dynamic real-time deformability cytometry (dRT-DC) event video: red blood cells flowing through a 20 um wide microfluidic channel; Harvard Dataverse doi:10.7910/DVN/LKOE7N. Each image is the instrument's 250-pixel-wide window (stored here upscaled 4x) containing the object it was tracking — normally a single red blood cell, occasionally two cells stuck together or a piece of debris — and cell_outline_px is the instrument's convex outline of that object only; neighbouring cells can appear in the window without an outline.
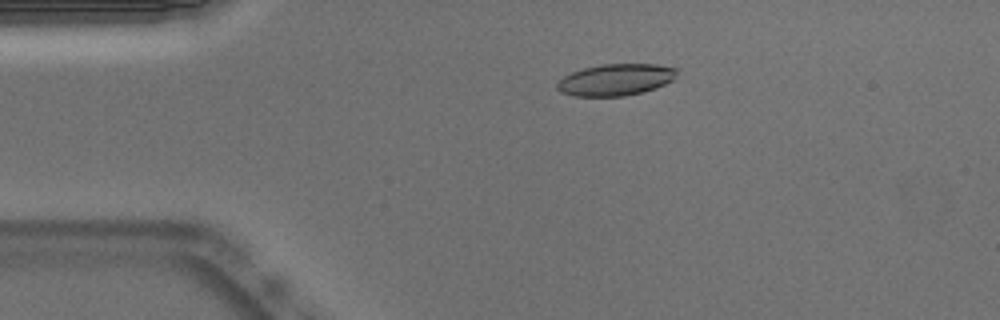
{"species": "Egyptian fruit bat (a non-hibernating species)", "species_latin": "Rousettus aegyptiacus", "temperature_condition": "warm", "stored_images_in_passage": 52, "camera_frame_rate_fps": 3000, "um_per_image_px": 0.085, "animal": {"sex": "male"}, "frame": {"image": 1, "passage_image": 10, "time_ms": 3.0, "image_size_px": [1000, 320], "cell_outline_px": [[680, 68], [676, 80], [656, 88], [644, 92], [624, 96], [572, 96], [560, 92], [556, 88], [556, 84], [564, 76], [572, 72], [584, 68], [600, 64], [656, 64]], "centroid_in_image_um": [52.4, 6.77], "position_along_channel_um": 32.6, "area_um2": 22.54}}
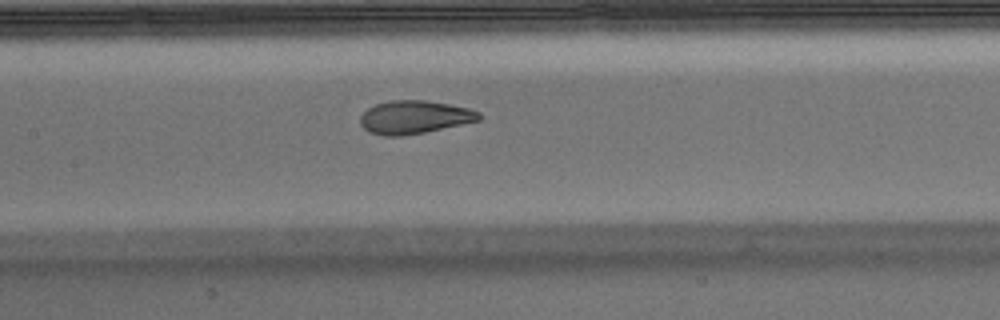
{"frame": {"image": 2, "passage_image": 24, "time_ms": 7.667, "image_size_px": [1000, 320], "cell_outline_px": [[484, 116], [480, 120], [424, 132], [400, 136], [384, 136], [368, 132], [360, 124], [360, 116], [368, 108], [376, 104], [388, 100], [424, 100], [448, 104], [468, 108], [480, 112]], "centroid_in_image_um": [35.21, 9.96], "position_along_channel_um": 172.2, "area_um2": 22.95}}
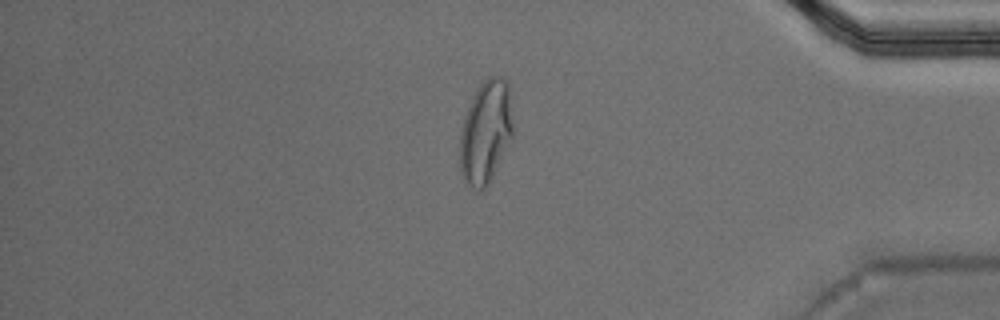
{"frame": {"image": 3, "passage_image": 44, "time_ms": 14.333, "image_size_px": [1000, 320], "cell_outline_px": [[512, 136], [488, 184], [480, 192], [476, 192], [468, 188], [460, 172], [460, 132], [464, 116], [472, 96], [480, 84], [488, 76], [500, 76], [508, 80], [512, 124]], "centroid_in_image_um": [41.25, 11.23], "position_along_channel_um": 393.9, "area_um2": 31.96}, "authors_computed_cell_mechanics": {"area_um2": 23.3512, "velocity_mm_per_s": 3.7911, "shape_relaxation_time_tau1_ms": 9.0517, "shape_relaxation_time_tau2_ms": 0.9515, "deformation_change_tau1": 0.2929, "deformation_change_tau2": 0.0745}}